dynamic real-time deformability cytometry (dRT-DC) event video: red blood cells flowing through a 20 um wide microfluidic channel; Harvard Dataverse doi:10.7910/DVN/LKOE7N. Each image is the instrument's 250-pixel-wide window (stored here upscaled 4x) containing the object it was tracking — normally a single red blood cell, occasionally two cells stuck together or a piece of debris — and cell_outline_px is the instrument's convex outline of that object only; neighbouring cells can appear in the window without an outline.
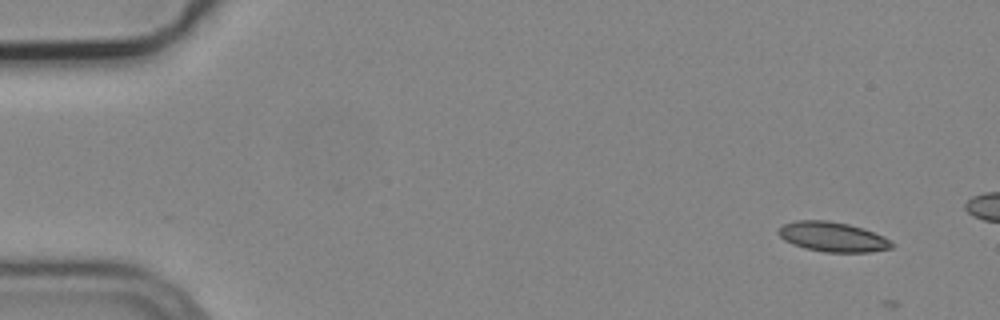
{"species": "common noctule bat (a hibernating species)", "species_latin": "Nyctalus noctula", "temperature_condition": "cold", "stored_images_in_passage": 4, "camera_frame_rate_fps": 3000, "um_per_image_px": 0.085, "animal": {"sex": "male", "body_mass_g": 19.2, "forearm_length_mm": 51.8}, "frame": {"image": 1, "passage_image": 1, "time_ms": 0.0, "image_size_px": [1000, 320], "cell_outline_px": [[896, 244], [892, 248], [872, 252], [824, 252], [804, 248], [792, 244], [784, 240], [776, 232], [784, 224], [796, 220], [828, 220], [848, 224], [864, 228], [884, 236]], "centroid_in_image_um": [70.8, 20.13], "position_along_channel_um": 14.2, "area_um2": 19.88}}